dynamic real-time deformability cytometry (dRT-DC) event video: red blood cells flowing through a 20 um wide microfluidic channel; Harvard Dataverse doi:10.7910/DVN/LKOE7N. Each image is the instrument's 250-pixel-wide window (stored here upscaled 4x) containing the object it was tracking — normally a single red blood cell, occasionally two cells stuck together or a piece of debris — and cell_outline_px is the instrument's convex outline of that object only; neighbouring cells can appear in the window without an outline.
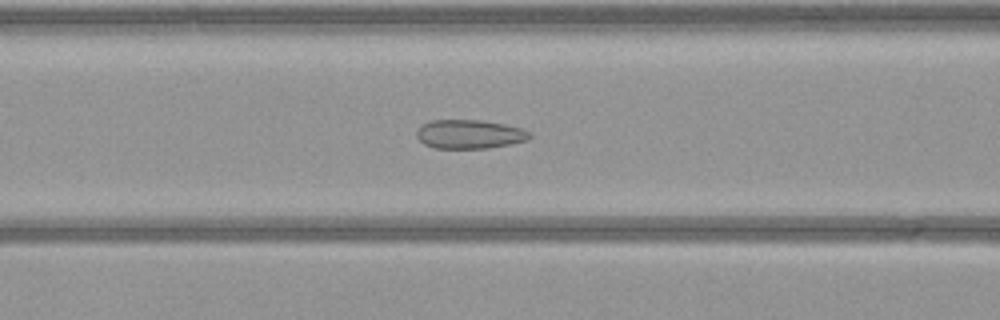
{"species": "common noctule bat (a hibernating species)", "species_latin": "Nyctalus noctula", "temperature_condition": "warm", "stored_images_in_passage": 50, "camera_frame_rate_fps": 3000, "um_per_image_px": 0.085, "animal": {"sex": "female", "body_mass_g": 21.9}, "frame": {"image": 1, "passage_image": 21, "time_ms": 6.667, "image_size_px": [1000, 320], "cell_outline_px": [[532, 136], [528, 140], [488, 148], [432, 148], [424, 144], [416, 136], [416, 132], [420, 124], [432, 120], [480, 120], [504, 124], [524, 128], [532, 132]], "centroid_in_image_um": [39.91, 11.4], "position_along_channel_um": 126.7, "area_um2": 19.25}}
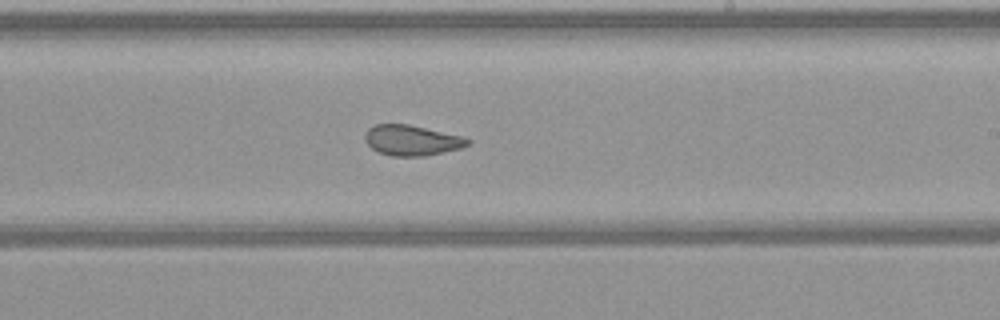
{"frame": {"image": 2, "passage_image": 31, "time_ms": 10.0, "image_size_px": [1000, 320], "cell_outline_px": [[472, 140], [468, 144], [460, 148], [424, 156], [392, 156], [380, 152], [372, 148], [364, 140], [364, 136], [368, 128], [376, 124], [408, 124], [464, 136]], "centroid_in_image_um": [35.0, 11.91], "position_along_channel_um": 254.0, "area_um2": 18.15}}
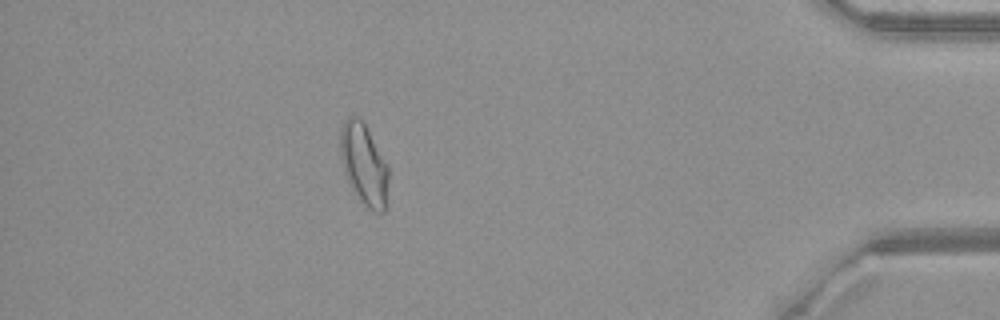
{"frame": {"image": 3, "passage_image": 47, "time_ms": 15.333, "image_size_px": [1000, 320], "cell_outline_px": [[388, 180], [384, 212], [372, 212], [356, 196], [344, 172], [340, 156], [340, 128], [344, 120], [348, 116], [360, 116], [388, 164]], "centroid_in_image_um": [30.92, 13.93], "position_along_channel_um": 404.3, "area_um2": 22.95}}